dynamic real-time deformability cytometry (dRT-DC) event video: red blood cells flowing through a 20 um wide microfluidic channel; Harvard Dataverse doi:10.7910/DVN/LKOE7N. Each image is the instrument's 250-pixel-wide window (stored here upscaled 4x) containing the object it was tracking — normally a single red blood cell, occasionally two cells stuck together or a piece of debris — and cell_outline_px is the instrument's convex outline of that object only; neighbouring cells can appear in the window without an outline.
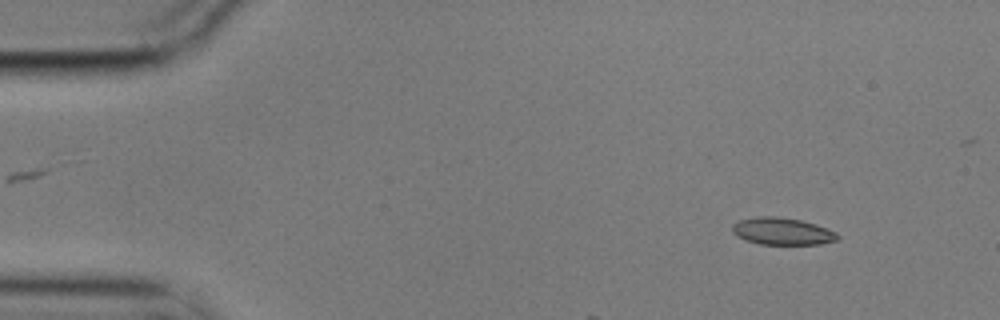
{"species": "common noctule bat (a hibernating species)", "species_latin": "Nyctalus noctula", "temperature_condition": "cold", "stored_images_in_passage": 1, "camera_frame_rate_fps": 3000, "um_per_image_px": 0.085, "animal": {"sex": "male", "body_mass_g": 17.9}, "frame": {"image": 1, "passage_image": 1, "time_ms": 0.0, "image_size_px": [1000, 320], "cell_outline_px": [[840, 236], [836, 240], [820, 244], [760, 244], [744, 240], [736, 236], [732, 232], [732, 224], [740, 220], [756, 216], [776, 216], [800, 220], [816, 224], [828, 228], [836, 232]], "centroid_in_image_um": [66.47, 19.65], "position_along_channel_um": 18.5, "area_um2": 16.76}}